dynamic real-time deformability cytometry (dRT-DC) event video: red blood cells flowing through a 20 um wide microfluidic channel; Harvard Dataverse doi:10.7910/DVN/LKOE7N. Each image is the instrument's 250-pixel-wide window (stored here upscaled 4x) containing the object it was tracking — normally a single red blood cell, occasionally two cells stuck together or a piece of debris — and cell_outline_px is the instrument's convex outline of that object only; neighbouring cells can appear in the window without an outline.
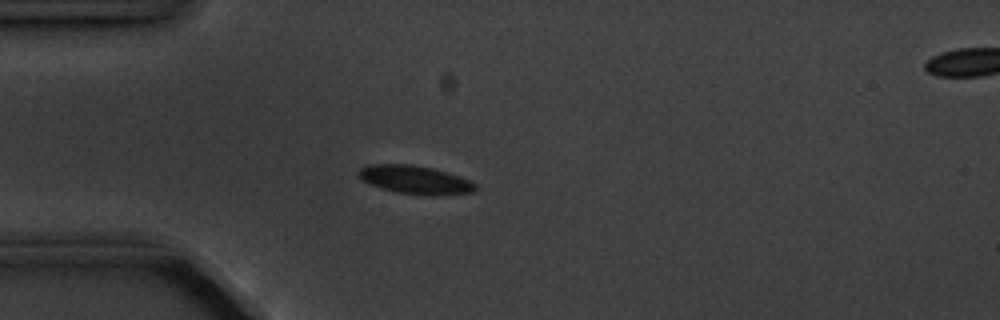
{"species": "common noctule bat (a hibernating species)", "species_latin": "Nyctalus noctula", "temperature_condition": "cold", "stored_images_in_passage": 4, "camera_frame_rate_fps": 3000, "um_per_image_px": 0.085, "animal": {"sex": "male", "body_mass_g": 20.1, "forearm_length_mm": 53.5}, "frame": {"image": 1, "passage_image": 3, "time_ms": 3.333, "image_size_px": [1000, 320], "cell_outline_px": [[476, 192], [440, 196], [428, 196], [396, 192], [380, 188], [364, 180], [360, 176], [360, 168], [368, 164], [412, 164], [432, 168], [448, 172], [460, 176], [476, 184]], "centroid_in_image_um": [35.36, 15.29], "position_along_channel_um": 49.6, "area_um2": 19.42}}